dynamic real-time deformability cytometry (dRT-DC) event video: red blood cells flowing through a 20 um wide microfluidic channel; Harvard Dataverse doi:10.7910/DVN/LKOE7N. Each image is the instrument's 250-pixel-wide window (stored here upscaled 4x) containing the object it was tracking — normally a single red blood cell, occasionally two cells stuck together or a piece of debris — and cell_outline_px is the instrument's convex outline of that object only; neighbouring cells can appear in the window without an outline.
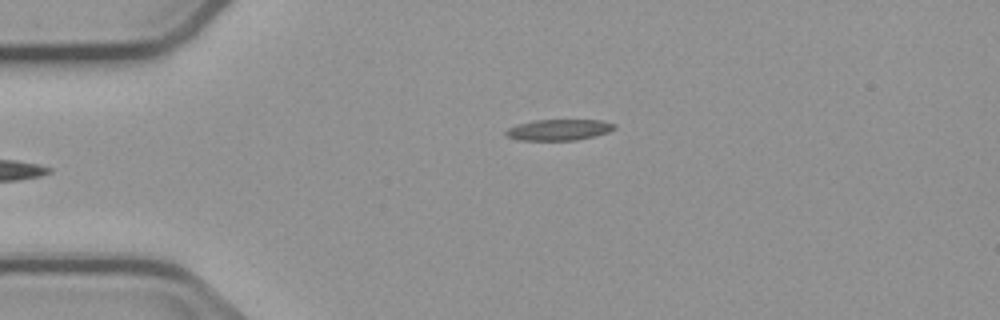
{"species": "common noctule bat (a hibernating species)", "species_latin": "Nyctalus noctula", "temperature_condition": "cold", "stored_images_in_passage": 5, "camera_frame_rate_fps": 3000, "um_per_image_px": 0.085, "animal": {"sex": "male", "body_mass_g": 23.1, "forearm_length_mm": 52.7}, "frame": {"image": 1, "passage_image": 5, "time_ms": 4.667, "image_size_px": [1000, 320], "cell_outline_px": [[616, 128], [608, 132], [596, 136], [576, 140], [520, 140], [508, 136], [504, 132], [508, 128], [520, 124], [536, 120], [600, 120], [616, 124]], "centroid_in_image_um": [47.56, 11.03], "position_along_channel_um": 37.4, "area_um2": 13.18}}